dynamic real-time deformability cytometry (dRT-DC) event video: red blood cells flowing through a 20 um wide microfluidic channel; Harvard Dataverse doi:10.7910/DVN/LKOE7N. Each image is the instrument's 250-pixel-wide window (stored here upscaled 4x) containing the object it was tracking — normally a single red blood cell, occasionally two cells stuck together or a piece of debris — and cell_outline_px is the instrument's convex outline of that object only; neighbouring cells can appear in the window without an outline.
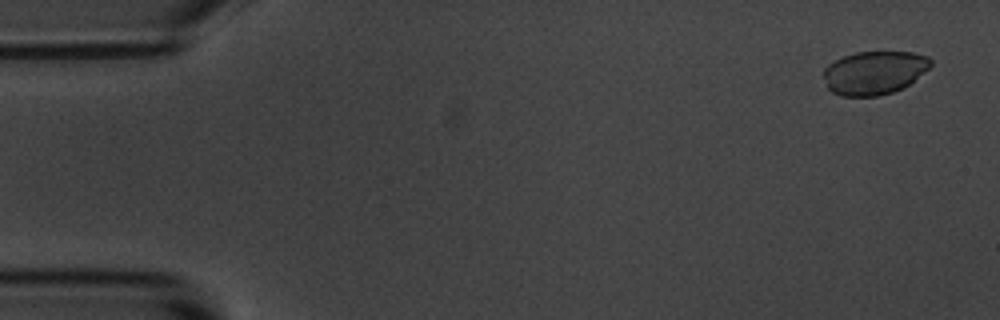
{"species": "common noctule bat (a hibernating species)", "species_latin": "Nyctalus noctula", "temperature_condition": "room temperature", "stored_images_in_passage": 6, "camera_frame_rate_fps": 3000, "um_per_image_px": 0.085, "animal": {"sex": "male", "body_mass_g": 20.1, "forearm_length_mm": 53.5}, "frame": {"image": 1, "passage_image": 1, "time_ms": 0.0, "image_size_px": [1000, 320], "cell_outline_px": [[932, 64], [928, 68], [908, 84], [892, 92], [880, 96], [840, 96], [832, 92], [828, 88], [824, 76], [824, 68], [828, 64], [844, 56], [856, 52], [912, 52], [928, 56], [932, 60]], "centroid_in_image_um": [74.29, 6.17], "position_along_channel_um": 10.7, "area_um2": 26.88}}